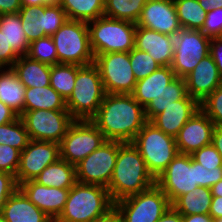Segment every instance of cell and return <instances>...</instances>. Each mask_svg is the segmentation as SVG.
I'll list each match as a JSON object with an SVG mask.
<instances>
[{
    "label": "cell",
    "instance_id": "cell-13",
    "mask_svg": "<svg viewBox=\"0 0 222 222\" xmlns=\"http://www.w3.org/2000/svg\"><path fill=\"white\" fill-rule=\"evenodd\" d=\"M31 140L59 144L74 119L68 110H32L20 115Z\"/></svg>",
    "mask_w": 222,
    "mask_h": 222
},
{
    "label": "cell",
    "instance_id": "cell-22",
    "mask_svg": "<svg viewBox=\"0 0 222 222\" xmlns=\"http://www.w3.org/2000/svg\"><path fill=\"white\" fill-rule=\"evenodd\" d=\"M199 109L200 104L187 94L182 100L174 101L150 122L165 134L175 138L184 124Z\"/></svg>",
    "mask_w": 222,
    "mask_h": 222
},
{
    "label": "cell",
    "instance_id": "cell-48",
    "mask_svg": "<svg viewBox=\"0 0 222 222\" xmlns=\"http://www.w3.org/2000/svg\"><path fill=\"white\" fill-rule=\"evenodd\" d=\"M157 222H183L182 215L171 205Z\"/></svg>",
    "mask_w": 222,
    "mask_h": 222
},
{
    "label": "cell",
    "instance_id": "cell-17",
    "mask_svg": "<svg viewBox=\"0 0 222 222\" xmlns=\"http://www.w3.org/2000/svg\"><path fill=\"white\" fill-rule=\"evenodd\" d=\"M136 26L171 36L182 29L173 0H148Z\"/></svg>",
    "mask_w": 222,
    "mask_h": 222
},
{
    "label": "cell",
    "instance_id": "cell-57",
    "mask_svg": "<svg viewBox=\"0 0 222 222\" xmlns=\"http://www.w3.org/2000/svg\"><path fill=\"white\" fill-rule=\"evenodd\" d=\"M213 222H222V218H216L213 220Z\"/></svg>",
    "mask_w": 222,
    "mask_h": 222
},
{
    "label": "cell",
    "instance_id": "cell-54",
    "mask_svg": "<svg viewBox=\"0 0 222 222\" xmlns=\"http://www.w3.org/2000/svg\"><path fill=\"white\" fill-rule=\"evenodd\" d=\"M198 2L206 11L214 8H222V0H198Z\"/></svg>",
    "mask_w": 222,
    "mask_h": 222
},
{
    "label": "cell",
    "instance_id": "cell-4",
    "mask_svg": "<svg viewBox=\"0 0 222 222\" xmlns=\"http://www.w3.org/2000/svg\"><path fill=\"white\" fill-rule=\"evenodd\" d=\"M113 208L107 188L76 182L69 189L64 210L55 222H93Z\"/></svg>",
    "mask_w": 222,
    "mask_h": 222
},
{
    "label": "cell",
    "instance_id": "cell-52",
    "mask_svg": "<svg viewBox=\"0 0 222 222\" xmlns=\"http://www.w3.org/2000/svg\"><path fill=\"white\" fill-rule=\"evenodd\" d=\"M213 218L209 214H196L182 216L183 222H213Z\"/></svg>",
    "mask_w": 222,
    "mask_h": 222
},
{
    "label": "cell",
    "instance_id": "cell-1",
    "mask_svg": "<svg viewBox=\"0 0 222 222\" xmlns=\"http://www.w3.org/2000/svg\"><path fill=\"white\" fill-rule=\"evenodd\" d=\"M106 140L132 142L147 122L145 108L132 94L106 93L91 119Z\"/></svg>",
    "mask_w": 222,
    "mask_h": 222
},
{
    "label": "cell",
    "instance_id": "cell-51",
    "mask_svg": "<svg viewBox=\"0 0 222 222\" xmlns=\"http://www.w3.org/2000/svg\"><path fill=\"white\" fill-rule=\"evenodd\" d=\"M93 222H123L121 215L114 207L106 215L95 219Z\"/></svg>",
    "mask_w": 222,
    "mask_h": 222
},
{
    "label": "cell",
    "instance_id": "cell-25",
    "mask_svg": "<svg viewBox=\"0 0 222 222\" xmlns=\"http://www.w3.org/2000/svg\"><path fill=\"white\" fill-rule=\"evenodd\" d=\"M11 69L25 88L50 85L51 65L22 56L16 60Z\"/></svg>",
    "mask_w": 222,
    "mask_h": 222
},
{
    "label": "cell",
    "instance_id": "cell-33",
    "mask_svg": "<svg viewBox=\"0 0 222 222\" xmlns=\"http://www.w3.org/2000/svg\"><path fill=\"white\" fill-rule=\"evenodd\" d=\"M173 2L182 29H202L207 11L202 8L198 0H173Z\"/></svg>",
    "mask_w": 222,
    "mask_h": 222
},
{
    "label": "cell",
    "instance_id": "cell-39",
    "mask_svg": "<svg viewBox=\"0 0 222 222\" xmlns=\"http://www.w3.org/2000/svg\"><path fill=\"white\" fill-rule=\"evenodd\" d=\"M200 109L215 126H222V85L200 103Z\"/></svg>",
    "mask_w": 222,
    "mask_h": 222
},
{
    "label": "cell",
    "instance_id": "cell-31",
    "mask_svg": "<svg viewBox=\"0 0 222 222\" xmlns=\"http://www.w3.org/2000/svg\"><path fill=\"white\" fill-rule=\"evenodd\" d=\"M68 19L91 22L104 16L105 0H61Z\"/></svg>",
    "mask_w": 222,
    "mask_h": 222
},
{
    "label": "cell",
    "instance_id": "cell-14",
    "mask_svg": "<svg viewBox=\"0 0 222 222\" xmlns=\"http://www.w3.org/2000/svg\"><path fill=\"white\" fill-rule=\"evenodd\" d=\"M210 41L200 30L181 29L177 32L171 64L176 77L184 78L209 54Z\"/></svg>",
    "mask_w": 222,
    "mask_h": 222
},
{
    "label": "cell",
    "instance_id": "cell-43",
    "mask_svg": "<svg viewBox=\"0 0 222 222\" xmlns=\"http://www.w3.org/2000/svg\"><path fill=\"white\" fill-rule=\"evenodd\" d=\"M18 189L16 179L13 175L0 171V213L7 199Z\"/></svg>",
    "mask_w": 222,
    "mask_h": 222
},
{
    "label": "cell",
    "instance_id": "cell-28",
    "mask_svg": "<svg viewBox=\"0 0 222 222\" xmlns=\"http://www.w3.org/2000/svg\"><path fill=\"white\" fill-rule=\"evenodd\" d=\"M67 110L66 101L50 85L26 88L24 111Z\"/></svg>",
    "mask_w": 222,
    "mask_h": 222
},
{
    "label": "cell",
    "instance_id": "cell-6",
    "mask_svg": "<svg viewBox=\"0 0 222 222\" xmlns=\"http://www.w3.org/2000/svg\"><path fill=\"white\" fill-rule=\"evenodd\" d=\"M87 24L95 57L110 52H130L135 47L136 23L102 16Z\"/></svg>",
    "mask_w": 222,
    "mask_h": 222
},
{
    "label": "cell",
    "instance_id": "cell-42",
    "mask_svg": "<svg viewBox=\"0 0 222 222\" xmlns=\"http://www.w3.org/2000/svg\"><path fill=\"white\" fill-rule=\"evenodd\" d=\"M200 31L210 39L222 37V8L207 11L205 22Z\"/></svg>",
    "mask_w": 222,
    "mask_h": 222
},
{
    "label": "cell",
    "instance_id": "cell-26",
    "mask_svg": "<svg viewBox=\"0 0 222 222\" xmlns=\"http://www.w3.org/2000/svg\"><path fill=\"white\" fill-rule=\"evenodd\" d=\"M33 180L43 186L70 189L76 183L75 165L59 158Z\"/></svg>",
    "mask_w": 222,
    "mask_h": 222
},
{
    "label": "cell",
    "instance_id": "cell-55",
    "mask_svg": "<svg viewBox=\"0 0 222 222\" xmlns=\"http://www.w3.org/2000/svg\"><path fill=\"white\" fill-rule=\"evenodd\" d=\"M212 196L222 197V179L211 187Z\"/></svg>",
    "mask_w": 222,
    "mask_h": 222
},
{
    "label": "cell",
    "instance_id": "cell-41",
    "mask_svg": "<svg viewBox=\"0 0 222 222\" xmlns=\"http://www.w3.org/2000/svg\"><path fill=\"white\" fill-rule=\"evenodd\" d=\"M191 156L196 162L200 163L204 168H207L208 170L216 169V167L222 166V157L212 144L200 148Z\"/></svg>",
    "mask_w": 222,
    "mask_h": 222
},
{
    "label": "cell",
    "instance_id": "cell-34",
    "mask_svg": "<svg viewBox=\"0 0 222 222\" xmlns=\"http://www.w3.org/2000/svg\"><path fill=\"white\" fill-rule=\"evenodd\" d=\"M77 76V65L57 63L51 66L50 86L67 101L71 96Z\"/></svg>",
    "mask_w": 222,
    "mask_h": 222
},
{
    "label": "cell",
    "instance_id": "cell-30",
    "mask_svg": "<svg viewBox=\"0 0 222 222\" xmlns=\"http://www.w3.org/2000/svg\"><path fill=\"white\" fill-rule=\"evenodd\" d=\"M212 198L211 188L198 187L181 195L171 205L182 216L209 214Z\"/></svg>",
    "mask_w": 222,
    "mask_h": 222
},
{
    "label": "cell",
    "instance_id": "cell-16",
    "mask_svg": "<svg viewBox=\"0 0 222 222\" xmlns=\"http://www.w3.org/2000/svg\"><path fill=\"white\" fill-rule=\"evenodd\" d=\"M60 158L59 144L30 140L20 153V163L15 176L17 185L33 180L48 165Z\"/></svg>",
    "mask_w": 222,
    "mask_h": 222
},
{
    "label": "cell",
    "instance_id": "cell-40",
    "mask_svg": "<svg viewBox=\"0 0 222 222\" xmlns=\"http://www.w3.org/2000/svg\"><path fill=\"white\" fill-rule=\"evenodd\" d=\"M21 151L6 144H0V171L16 176Z\"/></svg>",
    "mask_w": 222,
    "mask_h": 222
},
{
    "label": "cell",
    "instance_id": "cell-5",
    "mask_svg": "<svg viewBox=\"0 0 222 222\" xmlns=\"http://www.w3.org/2000/svg\"><path fill=\"white\" fill-rule=\"evenodd\" d=\"M105 94L98 67L94 63L87 66L77 65L74 89L66 101V108L74 120H91Z\"/></svg>",
    "mask_w": 222,
    "mask_h": 222
},
{
    "label": "cell",
    "instance_id": "cell-9",
    "mask_svg": "<svg viewBox=\"0 0 222 222\" xmlns=\"http://www.w3.org/2000/svg\"><path fill=\"white\" fill-rule=\"evenodd\" d=\"M170 206L167 195L156 183L114 203L123 222H157Z\"/></svg>",
    "mask_w": 222,
    "mask_h": 222
},
{
    "label": "cell",
    "instance_id": "cell-45",
    "mask_svg": "<svg viewBox=\"0 0 222 222\" xmlns=\"http://www.w3.org/2000/svg\"><path fill=\"white\" fill-rule=\"evenodd\" d=\"M209 54L216 63L219 74L222 77V37L211 39Z\"/></svg>",
    "mask_w": 222,
    "mask_h": 222
},
{
    "label": "cell",
    "instance_id": "cell-37",
    "mask_svg": "<svg viewBox=\"0 0 222 222\" xmlns=\"http://www.w3.org/2000/svg\"><path fill=\"white\" fill-rule=\"evenodd\" d=\"M26 56L51 66L58 63L56 46L51 36H44L30 42Z\"/></svg>",
    "mask_w": 222,
    "mask_h": 222
},
{
    "label": "cell",
    "instance_id": "cell-3",
    "mask_svg": "<svg viewBox=\"0 0 222 222\" xmlns=\"http://www.w3.org/2000/svg\"><path fill=\"white\" fill-rule=\"evenodd\" d=\"M155 184V178L148 171L139 150L132 142L119 146L117 160L109 186L107 187L115 203L128 196L138 194Z\"/></svg>",
    "mask_w": 222,
    "mask_h": 222
},
{
    "label": "cell",
    "instance_id": "cell-47",
    "mask_svg": "<svg viewBox=\"0 0 222 222\" xmlns=\"http://www.w3.org/2000/svg\"><path fill=\"white\" fill-rule=\"evenodd\" d=\"M18 117L19 115L14 110L0 101V125L12 122Z\"/></svg>",
    "mask_w": 222,
    "mask_h": 222
},
{
    "label": "cell",
    "instance_id": "cell-44",
    "mask_svg": "<svg viewBox=\"0 0 222 222\" xmlns=\"http://www.w3.org/2000/svg\"><path fill=\"white\" fill-rule=\"evenodd\" d=\"M18 58L11 45H8L4 34L0 31V69L11 68Z\"/></svg>",
    "mask_w": 222,
    "mask_h": 222
},
{
    "label": "cell",
    "instance_id": "cell-2",
    "mask_svg": "<svg viewBox=\"0 0 222 222\" xmlns=\"http://www.w3.org/2000/svg\"><path fill=\"white\" fill-rule=\"evenodd\" d=\"M222 179V166L204 168L191 155L178 153L158 175L155 183L167 195L172 204L181 195L198 187L211 188Z\"/></svg>",
    "mask_w": 222,
    "mask_h": 222
},
{
    "label": "cell",
    "instance_id": "cell-11",
    "mask_svg": "<svg viewBox=\"0 0 222 222\" xmlns=\"http://www.w3.org/2000/svg\"><path fill=\"white\" fill-rule=\"evenodd\" d=\"M123 142L106 140L75 165L76 182L107 188L111 180L119 146Z\"/></svg>",
    "mask_w": 222,
    "mask_h": 222
},
{
    "label": "cell",
    "instance_id": "cell-38",
    "mask_svg": "<svg viewBox=\"0 0 222 222\" xmlns=\"http://www.w3.org/2000/svg\"><path fill=\"white\" fill-rule=\"evenodd\" d=\"M129 59L136 81L144 79L161 67L147 52L135 47L129 52Z\"/></svg>",
    "mask_w": 222,
    "mask_h": 222
},
{
    "label": "cell",
    "instance_id": "cell-20",
    "mask_svg": "<svg viewBox=\"0 0 222 222\" xmlns=\"http://www.w3.org/2000/svg\"><path fill=\"white\" fill-rule=\"evenodd\" d=\"M184 80L187 94L199 104L222 85V77L210 54L200 60Z\"/></svg>",
    "mask_w": 222,
    "mask_h": 222
},
{
    "label": "cell",
    "instance_id": "cell-15",
    "mask_svg": "<svg viewBox=\"0 0 222 222\" xmlns=\"http://www.w3.org/2000/svg\"><path fill=\"white\" fill-rule=\"evenodd\" d=\"M18 13L29 43L44 36H52L68 20L60 4L22 6Z\"/></svg>",
    "mask_w": 222,
    "mask_h": 222
},
{
    "label": "cell",
    "instance_id": "cell-49",
    "mask_svg": "<svg viewBox=\"0 0 222 222\" xmlns=\"http://www.w3.org/2000/svg\"><path fill=\"white\" fill-rule=\"evenodd\" d=\"M209 215L213 218H222V197L213 196L209 210Z\"/></svg>",
    "mask_w": 222,
    "mask_h": 222
},
{
    "label": "cell",
    "instance_id": "cell-7",
    "mask_svg": "<svg viewBox=\"0 0 222 222\" xmlns=\"http://www.w3.org/2000/svg\"><path fill=\"white\" fill-rule=\"evenodd\" d=\"M132 143L155 179L178 154L175 138L165 134L150 121L144 124Z\"/></svg>",
    "mask_w": 222,
    "mask_h": 222
},
{
    "label": "cell",
    "instance_id": "cell-18",
    "mask_svg": "<svg viewBox=\"0 0 222 222\" xmlns=\"http://www.w3.org/2000/svg\"><path fill=\"white\" fill-rule=\"evenodd\" d=\"M215 125L201 110H197L175 137L178 153L192 155L211 144Z\"/></svg>",
    "mask_w": 222,
    "mask_h": 222
},
{
    "label": "cell",
    "instance_id": "cell-24",
    "mask_svg": "<svg viewBox=\"0 0 222 222\" xmlns=\"http://www.w3.org/2000/svg\"><path fill=\"white\" fill-rule=\"evenodd\" d=\"M176 78L171 66H161L149 76L136 82L133 97L144 108L154 98H158L165 87Z\"/></svg>",
    "mask_w": 222,
    "mask_h": 222
},
{
    "label": "cell",
    "instance_id": "cell-29",
    "mask_svg": "<svg viewBox=\"0 0 222 222\" xmlns=\"http://www.w3.org/2000/svg\"><path fill=\"white\" fill-rule=\"evenodd\" d=\"M0 31L18 57L27 55L30 43L24 33L18 12L0 15Z\"/></svg>",
    "mask_w": 222,
    "mask_h": 222
},
{
    "label": "cell",
    "instance_id": "cell-23",
    "mask_svg": "<svg viewBox=\"0 0 222 222\" xmlns=\"http://www.w3.org/2000/svg\"><path fill=\"white\" fill-rule=\"evenodd\" d=\"M2 214L6 222H54L19 188L7 199Z\"/></svg>",
    "mask_w": 222,
    "mask_h": 222
},
{
    "label": "cell",
    "instance_id": "cell-56",
    "mask_svg": "<svg viewBox=\"0 0 222 222\" xmlns=\"http://www.w3.org/2000/svg\"><path fill=\"white\" fill-rule=\"evenodd\" d=\"M0 222H6L2 213H0Z\"/></svg>",
    "mask_w": 222,
    "mask_h": 222
},
{
    "label": "cell",
    "instance_id": "cell-50",
    "mask_svg": "<svg viewBox=\"0 0 222 222\" xmlns=\"http://www.w3.org/2000/svg\"><path fill=\"white\" fill-rule=\"evenodd\" d=\"M211 144L216 148L222 157V126H215Z\"/></svg>",
    "mask_w": 222,
    "mask_h": 222
},
{
    "label": "cell",
    "instance_id": "cell-10",
    "mask_svg": "<svg viewBox=\"0 0 222 222\" xmlns=\"http://www.w3.org/2000/svg\"><path fill=\"white\" fill-rule=\"evenodd\" d=\"M105 141L91 120H74L59 143L60 158L76 165Z\"/></svg>",
    "mask_w": 222,
    "mask_h": 222
},
{
    "label": "cell",
    "instance_id": "cell-32",
    "mask_svg": "<svg viewBox=\"0 0 222 222\" xmlns=\"http://www.w3.org/2000/svg\"><path fill=\"white\" fill-rule=\"evenodd\" d=\"M187 95V88L184 78L176 77L169 83L158 98L152 101L145 108L147 121H151L156 115L160 114L174 101L182 100Z\"/></svg>",
    "mask_w": 222,
    "mask_h": 222
},
{
    "label": "cell",
    "instance_id": "cell-35",
    "mask_svg": "<svg viewBox=\"0 0 222 222\" xmlns=\"http://www.w3.org/2000/svg\"><path fill=\"white\" fill-rule=\"evenodd\" d=\"M148 0H105L104 16L136 23Z\"/></svg>",
    "mask_w": 222,
    "mask_h": 222
},
{
    "label": "cell",
    "instance_id": "cell-36",
    "mask_svg": "<svg viewBox=\"0 0 222 222\" xmlns=\"http://www.w3.org/2000/svg\"><path fill=\"white\" fill-rule=\"evenodd\" d=\"M30 140L25 124L20 116L12 122L0 125V144H6L23 151Z\"/></svg>",
    "mask_w": 222,
    "mask_h": 222
},
{
    "label": "cell",
    "instance_id": "cell-27",
    "mask_svg": "<svg viewBox=\"0 0 222 222\" xmlns=\"http://www.w3.org/2000/svg\"><path fill=\"white\" fill-rule=\"evenodd\" d=\"M25 90L26 88L11 68L0 69V101L19 116L24 111Z\"/></svg>",
    "mask_w": 222,
    "mask_h": 222
},
{
    "label": "cell",
    "instance_id": "cell-19",
    "mask_svg": "<svg viewBox=\"0 0 222 222\" xmlns=\"http://www.w3.org/2000/svg\"><path fill=\"white\" fill-rule=\"evenodd\" d=\"M25 196L54 222L63 212L69 189L43 186L34 180L18 185Z\"/></svg>",
    "mask_w": 222,
    "mask_h": 222
},
{
    "label": "cell",
    "instance_id": "cell-46",
    "mask_svg": "<svg viewBox=\"0 0 222 222\" xmlns=\"http://www.w3.org/2000/svg\"><path fill=\"white\" fill-rule=\"evenodd\" d=\"M21 7V0H0V15L17 13Z\"/></svg>",
    "mask_w": 222,
    "mask_h": 222
},
{
    "label": "cell",
    "instance_id": "cell-8",
    "mask_svg": "<svg viewBox=\"0 0 222 222\" xmlns=\"http://www.w3.org/2000/svg\"><path fill=\"white\" fill-rule=\"evenodd\" d=\"M58 63L87 66L94 63L88 24L68 19L52 36Z\"/></svg>",
    "mask_w": 222,
    "mask_h": 222
},
{
    "label": "cell",
    "instance_id": "cell-21",
    "mask_svg": "<svg viewBox=\"0 0 222 222\" xmlns=\"http://www.w3.org/2000/svg\"><path fill=\"white\" fill-rule=\"evenodd\" d=\"M135 48L147 52L161 66H171L174 56V36L136 27Z\"/></svg>",
    "mask_w": 222,
    "mask_h": 222
},
{
    "label": "cell",
    "instance_id": "cell-53",
    "mask_svg": "<svg viewBox=\"0 0 222 222\" xmlns=\"http://www.w3.org/2000/svg\"><path fill=\"white\" fill-rule=\"evenodd\" d=\"M61 0H21L22 6H41L49 4H60Z\"/></svg>",
    "mask_w": 222,
    "mask_h": 222
},
{
    "label": "cell",
    "instance_id": "cell-12",
    "mask_svg": "<svg viewBox=\"0 0 222 222\" xmlns=\"http://www.w3.org/2000/svg\"><path fill=\"white\" fill-rule=\"evenodd\" d=\"M105 93L132 94L136 78L131 68L129 52H110L95 57Z\"/></svg>",
    "mask_w": 222,
    "mask_h": 222
}]
</instances>
